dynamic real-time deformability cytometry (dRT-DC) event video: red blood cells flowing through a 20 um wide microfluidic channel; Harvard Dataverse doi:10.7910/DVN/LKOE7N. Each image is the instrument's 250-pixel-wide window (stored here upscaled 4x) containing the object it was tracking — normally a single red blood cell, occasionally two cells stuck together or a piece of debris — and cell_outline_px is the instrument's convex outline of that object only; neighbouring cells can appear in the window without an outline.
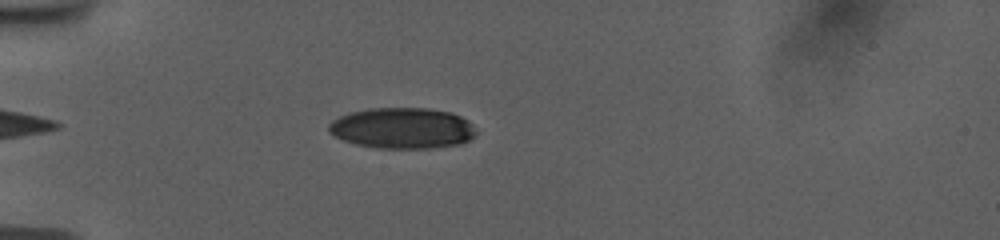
{"species": "human", "species_latin": "Homo sapiens", "temperature_condition": "room temperature", "stored_images_in_passage": 38, "camera_frame_rate_fps": 3000, "um_per_image_px": 0.085, "donor": {"sex": "female"}, "frame": {"image": 1, "passage_image": 3, "time_ms": 0.667, "image_size_px": [1000, 240], "cell_outline_px": [[476, 132], [468, 140], [460, 144], [432, 148], [376, 148], [356, 144], [344, 140], [328, 132], [328, 124], [332, 120], [340, 116], [352, 112], [368, 108], [428, 108], [452, 112], [468, 120], [472, 124]], "centroid_in_image_um": [34.19, 10.89], "position_along_channel_um": 50.8, "area_um2": 35.14}}
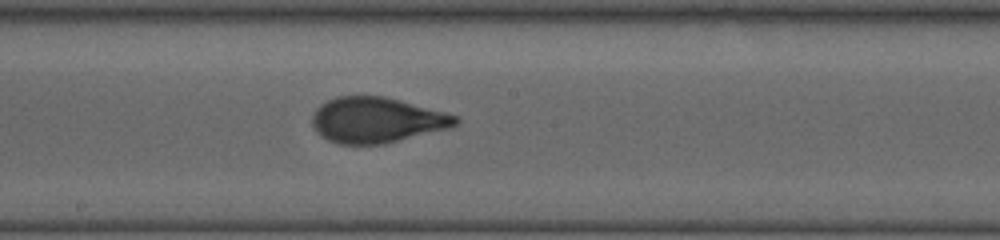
{"frame": {"image": 2, "passage_image": 18, "time_ms": 5.667, "image_size_px": [1000, 240], "cell_outline_px": [[460, 120], [456, 124], [448, 128], [384, 144], [340, 144], [328, 140], [320, 136], [316, 132], [312, 124], [312, 116], [316, 108], [320, 104], [336, 96], [384, 96], [400, 100], [460, 116]], "centroid_in_image_um": [31.99, 10.2], "position_along_channel_um": 216.2, "area_um2": 38.03}}
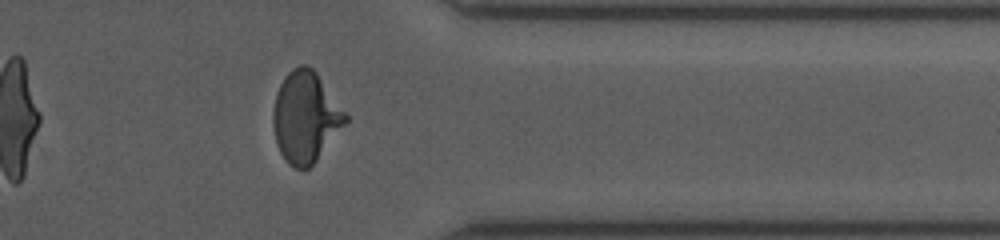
{"frame": {"image": 3, "passage_image": 32, "time_ms": 10.333, "image_size_px": [1000, 240], "cell_outline_px": [[348, 120], [316, 160], [308, 168], [296, 168], [288, 164], [280, 152], [276, 144], [272, 124], [272, 112], [276, 92], [280, 84], [288, 72], [292, 68], [300, 64], [304, 64], [312, 68], [316, 72], [348, 116]], "centroid_in_image_um": [25.93, 9.93], "position_along_channel_um": 385.5, "area_um2": 38.03}, "authors_computed_cell_mechanics": {"area_um2": 37.1943, "velocity_mm_per_s": 3.7691, "shape_relaxation_time_tau1_ms": 5.0724, "shape_relaxation_time_tau2_ms": null, "deformation_change_tau1": 0.2055, "deformation_change_tau2": null}}